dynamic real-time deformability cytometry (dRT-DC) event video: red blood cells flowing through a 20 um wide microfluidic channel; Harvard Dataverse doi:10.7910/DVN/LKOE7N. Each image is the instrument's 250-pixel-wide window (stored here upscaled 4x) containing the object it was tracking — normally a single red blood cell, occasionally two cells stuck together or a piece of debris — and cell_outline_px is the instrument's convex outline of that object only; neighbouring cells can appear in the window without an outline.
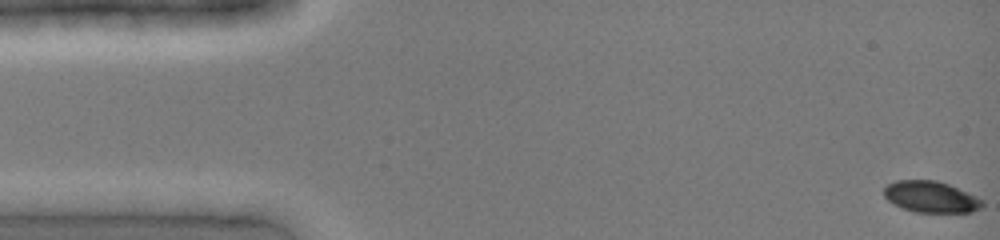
{"species": "common noctule bat (a hibernating species)", "species_latin": "Nyctalus noctula", "temperature_condition": "cold", "stored_images_in_passage": 28, "camera_frame_rate_fps": 3000, "um_per_image_px": 0.085, "animal": {"sex": "female", "body_mass_g": 19.0, "forearm_length_mm": 51.5}, "frame": {"image": 1, "passage_image": 1, "time_ms": 0.0, "image_size_px": [1000, 240], "cell_outline_px": [[984, 204], [980, 208], [972, 212], [916, 212], [904, 208], [888, 200], [884, 196], [884, 188], [888, 184], [896, 180], [936, 180], [948, 184], [976, 196], [984, 200]], "centroid_in_image_um": [79.14, 16.73], "position_along_channel_um": 5.9, "area_um2": 17.8}}
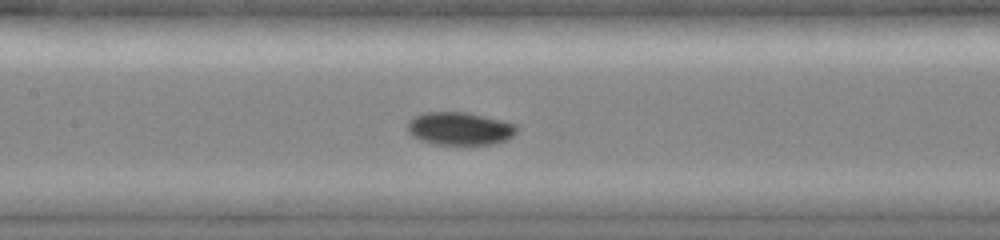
{"frame": {"image": 2, "passage_image": 20, "time_ms": 6.333, "image_size_px": [1000, 240], "cell_outline_px": [[516, 132], [512, 136], [504, 140], [492, 144], [432, 144], [412, 136], [408, 132], [408, 120], [424, 112], [464, 112], [500, 120], [516, 124]], "centroid_in_image_um": [39.04, 10.93], "position_along_channel_um": 168.4, "area_um2": 20.63}}
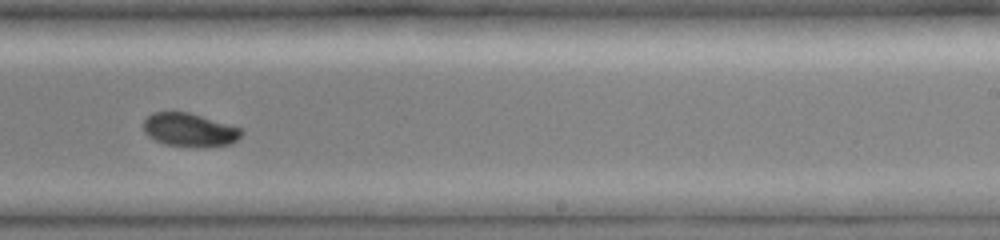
{"frame": {"image": 3, "passage_image": 27, "time_ms": 8.667, "image_size_px": [1000, 240], "cell_outline_px": [[244, 132], [236, 140], [228, 144], [164, 144], [148, 136], [144, 132], [144, 120], [152, 112], [188, 112], [240, 128]], "centroid_in_image_um": [16.05, 10.99], "position_along_channel_um": 273.0, "area_um2": 18.03}}